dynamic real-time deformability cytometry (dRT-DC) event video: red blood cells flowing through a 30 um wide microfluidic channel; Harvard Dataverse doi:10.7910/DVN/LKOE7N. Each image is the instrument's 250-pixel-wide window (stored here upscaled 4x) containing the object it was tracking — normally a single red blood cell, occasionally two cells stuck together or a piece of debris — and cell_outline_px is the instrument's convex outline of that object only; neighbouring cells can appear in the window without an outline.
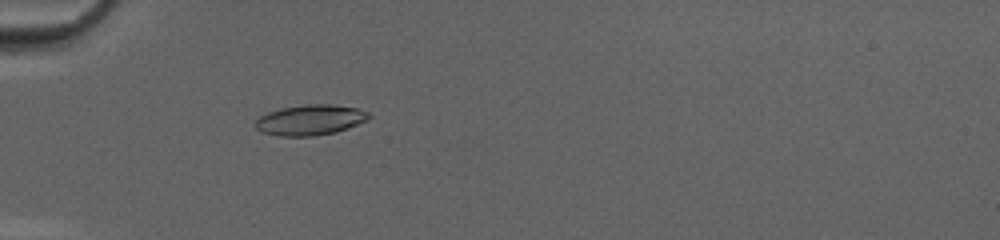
{"species": "common noctule bat (a hibernating species)", "species_latin": "Nyctalus noctula", "temperature_condition": "cold", "stored_images_in_passage": 52, "camera_frame_rate_fps": 3000, "um_per_image_px": 0.085, "animal": {"sex": "female", "body_mass_g": 20.0, "forearm_length_mm": 54.0}, "frame": {"image": 1, "passage_image": 19, "time_ms": 6.0, "image_size_px": [1000, 240], "cell_outline_px": [[372, 116], [368, 120], [336, 132], [312, 136], [280, 136], [260, 132], [252, 124], [260, 116], [268, 112], [280, 108], [304, 104], [332, 104], [356, 108], [368, 112]], "centroid_in_image_um": [26.34, 10.19], "position_along_channel_um": 58.7, "area_um2": 20.29}}
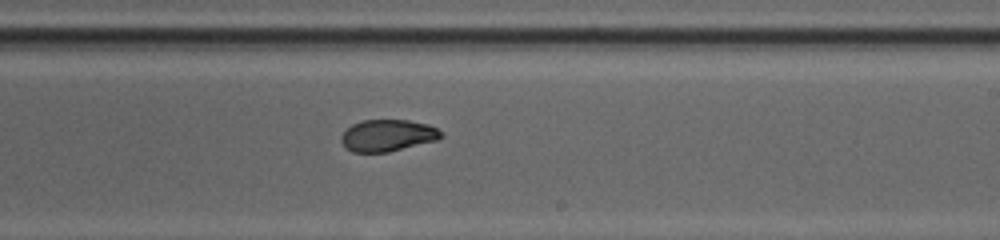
{"frame": {"image": 2, "passage_image": 34, "time_ms": 11.0, "image_size_px": [1000, 240], "cell_outline_px": [[444, 136], [436, 140], [388, 152], [352, 152], [340, 140], [340, 136], [352, 124], [360, 120], [408, 120], [428, 124], [436, 128]], "centroid_in_image_um": [32.93, 11.5], "position_along_channel_um": 256.1, "area_um2": 18.32}}
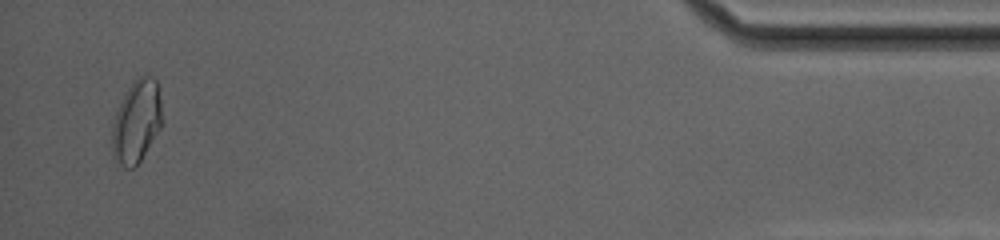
{"frame": {"image": 3, "passage_image": 51, "time_ms": 16.667, "image_size_px": [1000, 240], "cell_outline_px": [[160, 128], [140, 160], [132, 168], [124, 168], [112, 160], [112, 124], [116, 112], [128, 88], [140, 76], [148, 72], [156, 80], [160, 100]], "centroid_in_image_um": [11.57, 10.35], "position_along_channel_um": 423.6, "area_um2": 23.76}, "authors_computed_cell_mechanics": {"area_um2": 19.7965, "velocity_mm_per_s": 4.167, "shape_relaxation_time_tau1_ms": 4.4549, "shape_relaxation_time_tau2_ms": 1.4848, "deformation_change_tau1": 0.1486, "deformation_change_tau2": 0.0444}}